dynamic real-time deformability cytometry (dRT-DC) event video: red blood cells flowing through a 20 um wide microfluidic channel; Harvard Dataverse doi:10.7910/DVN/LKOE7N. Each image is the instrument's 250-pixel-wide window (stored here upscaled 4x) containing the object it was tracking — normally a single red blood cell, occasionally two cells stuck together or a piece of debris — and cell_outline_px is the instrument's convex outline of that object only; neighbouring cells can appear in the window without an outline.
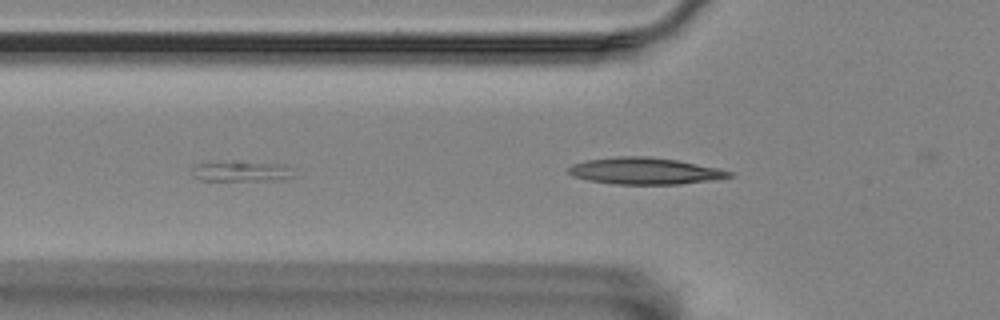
{"species": "Egyptian fruit bat (a non-hibernating species)", "species_latin": "Rousettus aegyptiacus", "temperature_condition": "room temperature", "stored_images_in_passage": 43, "segment_of_instrument_passage": [2, 3], "camera_frame_rate_fps": 3000, "um_per_image_px": 0.085, "animal": {"sex": "female"}, "frame": {"image": 1, "passage_image": 6, "time_ms": 1.667, "image_size_px": [1000, 320], "cell_outline_px": [[292, 176], [280, 180], [200, 180], [196, 176], [192, 168], [196, 164], [236, 160], [284, 164], [292, 168]], "centroid_in_image_um": [20.56, 14.53], "position_along_channel_um": 105.2, "area_um2": 12.2}}
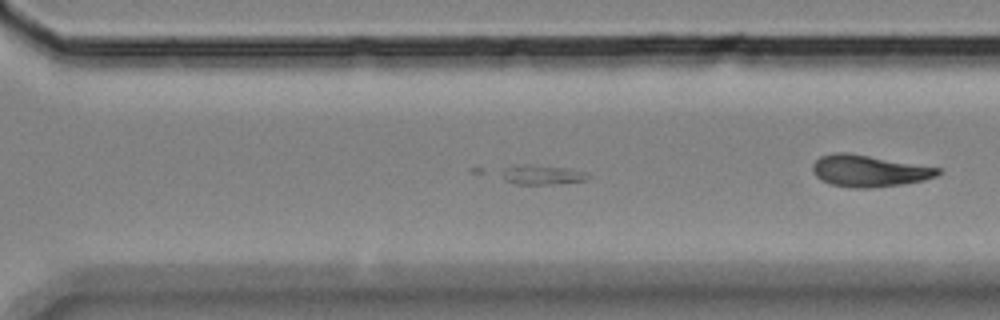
{"frame": {"image": 2, "passage_image": 25, "time_ms": 8.0, "image_size_px": [1000, 320], "cell_outline_px": [[592, 176], [584, 180], [556, 184], [516, 184], [508, 180], [496, 172], [512, 164], [536, 164], [568, 168], [584, 172]], "centroid_in_image_um": [46.0, 14.83], "position_along_channel_um": 324.6, "area_um2": 10.12}}
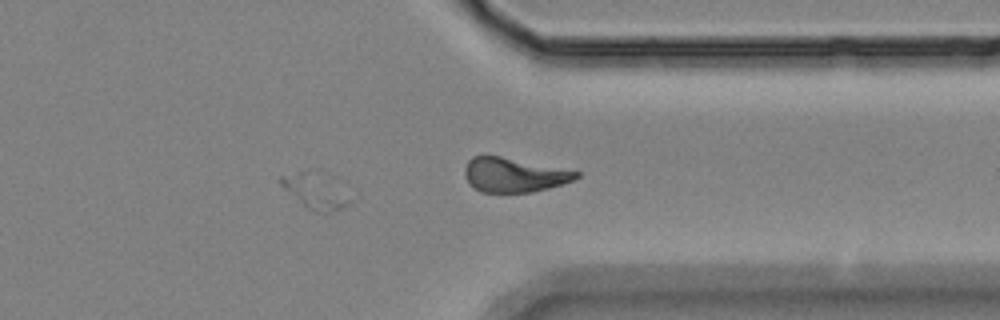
{"frame": {"image": 3, "passage_image": 31, "time_ms": 10.0, "image_size_px": [1000, 320], "cell_outline_px": [[352, 200], [348, 204], [340, 208], [328, 212], [316, 212], [308, 208], [284, 188], [276, 180], [280, 176], [300, 176]], "centroid_in_image_um": [26.61, 16.51], "position_along_channel_um": 384.8, "area_um2": 10.23}}